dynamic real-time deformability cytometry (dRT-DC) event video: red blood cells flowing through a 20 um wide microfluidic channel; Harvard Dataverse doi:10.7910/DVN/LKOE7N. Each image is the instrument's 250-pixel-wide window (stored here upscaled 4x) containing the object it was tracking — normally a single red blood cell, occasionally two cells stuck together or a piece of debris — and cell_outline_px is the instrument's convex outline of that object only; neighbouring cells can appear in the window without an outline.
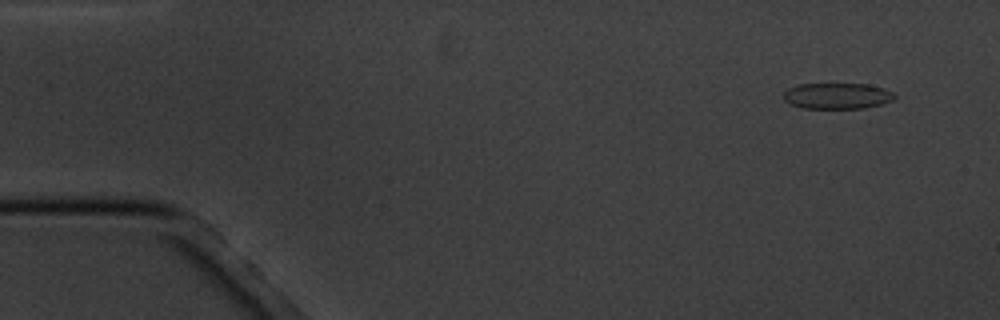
{"species": "common noctule bat (a hibernating species)", "species_latin": "Nyctalus noctula", "temperature_condition": "cold", "stored_images_in_passage": 7, "camera_frame_rate_fps": 3000, "um_per_image_px": 0.085, "animal": {"sex": "male", "body_mass_g": 20.1, "forearm_length_mm": 53.5}, "frame": {"image": 1, "passage_image": 2, "time_ms": 1.0, "image_size_px": [1000, 320], "cell_outline_px": [[896, 96], [892, 100], [880, 104], [864, 108], [804, 108], [792, 104], [784, 100], [784, 92], [788, 88], [800, 84], [868, 84], [884, 88], [892, 92]], "centroid_in_image_um": [71.17, 8.14], "position_along_channel_um": 13.8, "area_um2": 16.65}}
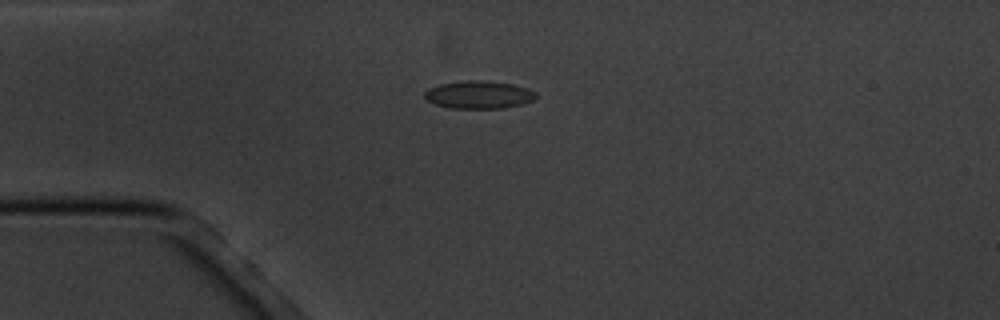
{"frame": {"image": 2, "passage_image": 5, "time_ms": 4.333, "image_size_px": [1000, 320], "cell_outline_px": [[536, 96], [532, 100], [520, 104], [504, 108], [452, 108], [436, 104], [428, 100], [424, 96], [424, 92], [428, 88], [440, 84], [468, 80], [484, 80], [512, 84], [528, 88], [536, 92]], "centroid_in_image_um": [40.7, 8.04], "position_along_channel_um": 44.3, "area_um2": 17.86}}
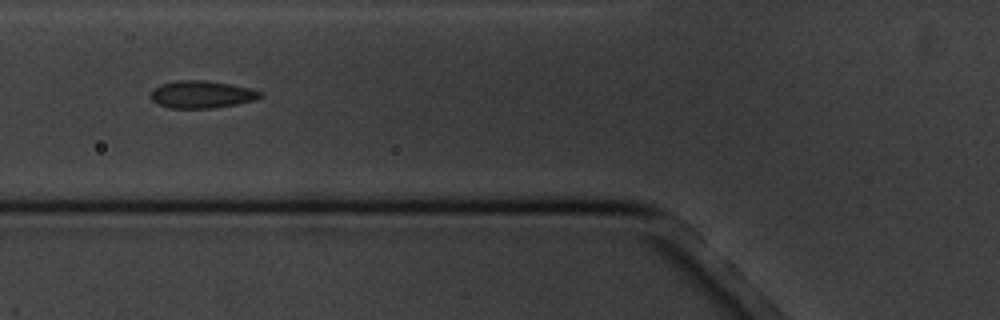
{"frame": {"image": 3, "passage_image": 7, "time_ms": 6.667, "image_size_px": [1000, 320], "cell_outline_px": [[264, 96], [256, 100], [236, 104], [212, 108], [168, 108], [152, 100], [152, 92], [160, 84], [176, 80], [204, 80], [232, 84], [264, 92]], "centroid_in_image_um": [17.2, 8.02], "position_along_channel_um": 108.6, "area_um2": 17.46}}